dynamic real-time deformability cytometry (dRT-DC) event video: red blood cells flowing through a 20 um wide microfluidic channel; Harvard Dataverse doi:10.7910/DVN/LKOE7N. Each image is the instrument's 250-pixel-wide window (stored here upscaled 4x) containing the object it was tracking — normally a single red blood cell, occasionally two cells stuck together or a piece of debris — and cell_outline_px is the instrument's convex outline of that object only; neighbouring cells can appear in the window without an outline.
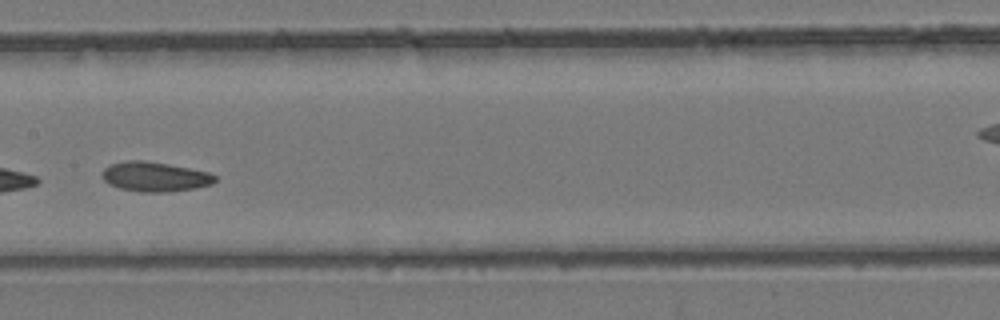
{"species": "common noctule bat (a hibernating species)", "species_latin": "Nyctalus noctula", "temperature_condition": "room temperature", "stored_images_in_passage": 27, "camera_frame_rate_fps": 3000, "um_per_image_px": 0.085, "animal": {"sex": "female", "body_mass_g": 24.6, "forearm_length_mm": 56.2}, "frame": {"image": 1, "passage_image": 8, "time_ms": 2.333, "image_size_px": [1000, 320], "cell_outline_px": [[216, 180], [212, 184], [196, 188], [168, 192], [140, 192], [120, 188], [108, 184], [100, 176], [100, 172], [108, 164], [124, 160], [144, 160], [168, 164], [208, 172], [216, 176]], "centroid_in_image_um": [13.1, 15.01], "position_along_channel_um": 194.3, "area_um2": 19.77}}